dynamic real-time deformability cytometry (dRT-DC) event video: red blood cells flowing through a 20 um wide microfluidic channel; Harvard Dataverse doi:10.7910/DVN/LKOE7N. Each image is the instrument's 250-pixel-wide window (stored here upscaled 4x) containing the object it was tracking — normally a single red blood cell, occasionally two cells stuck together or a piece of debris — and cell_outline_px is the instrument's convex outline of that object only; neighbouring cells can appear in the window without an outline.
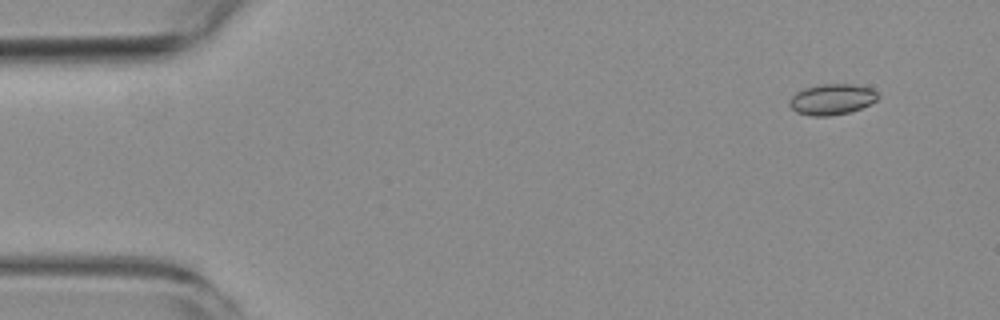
{"species": "common noctule bat (a hibernating species)", "species_latin": "Nyctalus noctula", "temperature_condition": "room temperature", "stored_images_in_passage": 5, "camera_frame_rate_fps": 3000, "um_per_image_px": 0.085, "animal": {"sex": "female", "body_mass_g": 19.3, "forearm_length_mm": 54.1}, "frame": {"image": 1, "passage_image": 1, "time_ms": 0.0, "image_size_px": [1000, 320], "cell_outline_px": [[880, 96], [876, 100], [860, 108], [848, 112], [828, 116], [812, 116], [796, 112], [788, 104], [788, 100], [796, 92], [804, 88], [824, 84], [852, 84], [872, 88]], "centroid_in_image_um": [70.69, 8.44], "position_along_channel_um": 14.3, "area_um2": 15.78}}